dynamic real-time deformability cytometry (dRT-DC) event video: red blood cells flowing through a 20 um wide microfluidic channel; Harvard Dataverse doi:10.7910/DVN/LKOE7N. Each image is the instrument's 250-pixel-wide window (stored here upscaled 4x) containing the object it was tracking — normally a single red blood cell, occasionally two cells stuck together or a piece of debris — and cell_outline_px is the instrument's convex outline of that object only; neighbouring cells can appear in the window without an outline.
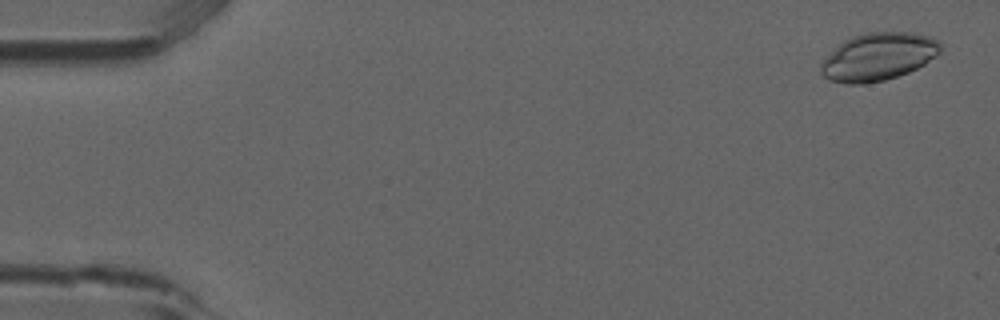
{"species": "common noctule bat (a hibernating species)", "species_latin": "Nyctalus noctula", "temperature_condition": "room temperature", "stored_images_in_passage": 53, "camera_frame_rate_fps": 3000, "um_per_image_px": 0.085, "animal": {"sex": "male", "forearm_length_mm": 52.5}, "frame": {"image": 1, "passage_image": 2, "time_ms": 0.333, "image_size_px": [1000, 320], "cell_outline_px": [[940, 52], [936, 56], [924, 64], [908, 72], [884, 80], [864, 84], [844, 84], [828, 80], [820, 72], [820, 64], [844, 40], [852, 36], [864, 32], [912, 32], [928, 36], [940, 40]], "centroid_in_image_um": [74.65, 4.82], "position_along_channel_um": 10.3, "area_um2": 33.18}}
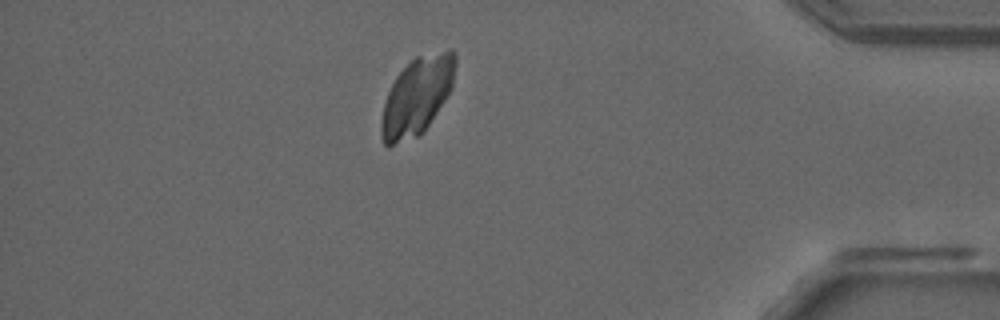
{"frame": {"image": 2, "passage_image": 46, "time_ms": 15.0, "image_size_px": [1000, 320], "cell_outline_px": [[456, 64], [452, 84], [444, 100], [424, 132], [420, 136], [388, 148], [384, 144], [380, 136], [380, 124], [384, 104], [388, 92], [396, 76], [416, 56], [448, 48], [452, 48], [456, 52]], "centroid_in_image_um": [35.43, 8.18], "position_along_channel_um": 399.8, "area_um2": 33.81}}
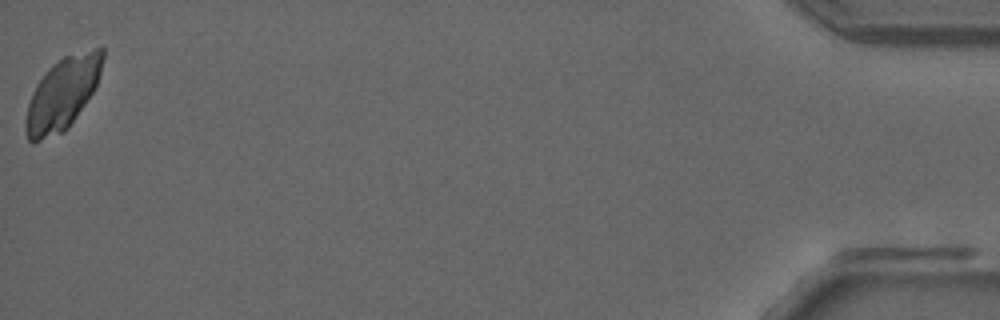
{"frame": {"image": 3, "passage_image": 53, "time_ms": 17.333, "image_size_px": [1000, 320], "cell_outline_px": [[104, 56], [100, 72], [96, 84], [92, 92], [68, 128], [64, 132], [32, 144], [28, 140], [24, 132], [24, 120], [28, 104], [32, 92], [36, 84], [48, 68], [52, 64], [64, 56], [96, 48], [104, 48]], "centroid_in_image_um": [5.26, 8.0], "position_along_channel_um": 429.9, "area_um2": 32.31}}